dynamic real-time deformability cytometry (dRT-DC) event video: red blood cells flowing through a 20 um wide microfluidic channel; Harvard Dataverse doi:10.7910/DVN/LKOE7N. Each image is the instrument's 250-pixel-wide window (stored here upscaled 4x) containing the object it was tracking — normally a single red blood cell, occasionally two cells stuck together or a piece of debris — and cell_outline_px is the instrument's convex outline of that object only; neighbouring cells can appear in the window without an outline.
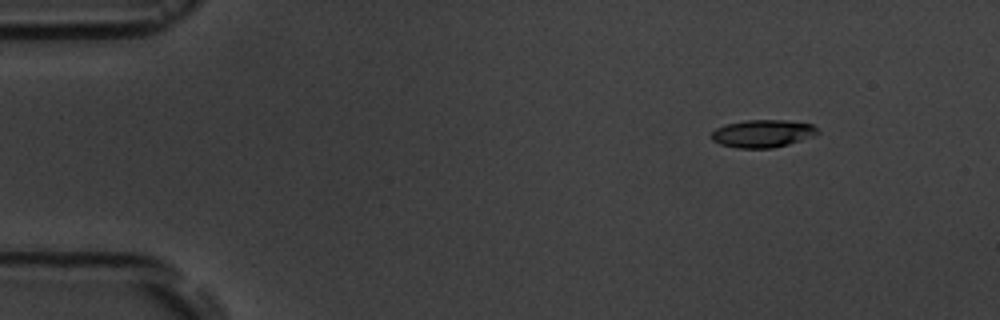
{"species": "common noctule bat (a hibernating species)", "species_latin": "Nyctalus noctula", "temperature_condition": "room temperature", "stored_images_in_passage": 5, "camera_frame_rate_fps": 3000, "um_per_image_px": 0.085, "animal": {"sex": "male", "body_mass_g": 19.5, "forearm_length_mm": 54.6}, "frame": {"image": 1, "passage_image": 2, "time_ms": 1.0, "image_size_px": [1000, 320], "cell_outline_px": [[820, 132], [812, 136], [788, 144], [772, 148], [740, 148], [720, 144], [712, 140], [712, 132], [716, 128], [724, 124], [744, 120], [784, 120], [812, 124]], "centroid_in_image_um": [64.8, 11.34], "position_along_channel_um": 20.2, "area_um2": 16.99}}
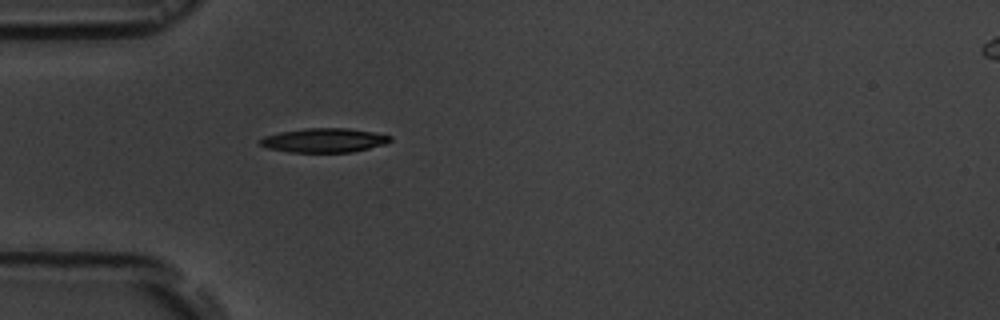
{"frame": {"image": 2, "passage_image": 5, "time_ms": 4.333, "image_size_px": [1000, 320], "cell_outline_px": [[392, 140], [388, 144], [352, 152], [288, 152], [268, 148], [260, 144], [260, 140], [264, 136], [280, 132], [304, 128], [348, 128], [372, 132], [392, 136]], "centroid_in_image_um": [27.59, 11.92], "position_along_channel_um": 57.4, "area_um2": 18.38}}